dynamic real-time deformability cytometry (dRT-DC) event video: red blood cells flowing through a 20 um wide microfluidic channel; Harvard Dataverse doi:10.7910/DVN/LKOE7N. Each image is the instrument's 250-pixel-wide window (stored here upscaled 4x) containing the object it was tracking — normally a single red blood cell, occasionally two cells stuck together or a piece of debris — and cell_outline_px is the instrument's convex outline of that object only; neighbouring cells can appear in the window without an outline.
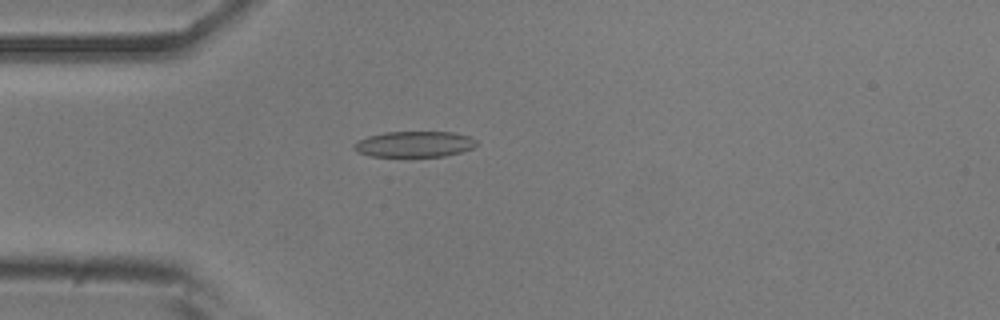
{"species": "common noctule bat (a hibernating species)", "species_latin": "Nyctalus noctula", "temperature_condition": "room temperature", "stored_images_in_passage": 50, "camera_frame_rate_fps": 3000, "um_per_image_px": 0.085, "animal": {"sex": "male", "body_mass_g": 20.5, "forearm_length_mm": 52.5}, "frame": {"image": 1, "passage_image": 11, "time_ms": 3.333, "image_size_px": [1000, 320], "cell_outline_px": [[476, 144], [472, 148], [460, 152], [444, 156], [368, 156], [356, 152], [352, 148], [352, 144], [368, 136], [384, 132], [452, 132], [468, 136], [476, 140]], "centroid_in_image_um": [35.17, 12.25], "position_along_channel_um": 49.8, "area_um2": 18.38}}
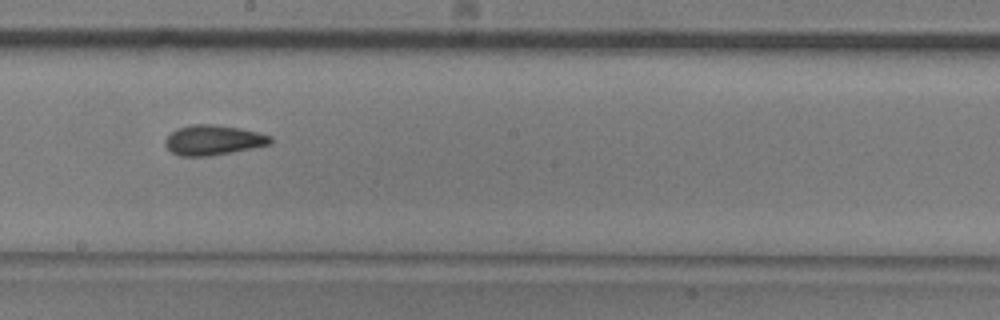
{"frame": {"image": 2, "passage_image": 26, "time_ms": 8.333, "image_size_px": [1000, 320], "cell_outline_px": [[272, 144], [212, 156], [180, 156], [172, 152], [164, 144], [164, 140], [176, 128], [192, 124], [212, 124], [240, 128], [272, 136]], "centroid_in_image_um": [18.12, 11.91], "position_along_channel_um": 230.1, "area_um2": 18.44}}
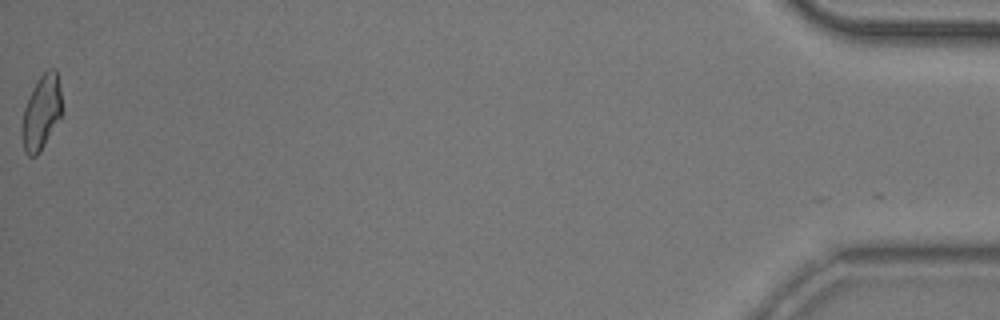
{"frame": {"image": 3, "passage_image": 50, "time_ms": 16.333, "image_size_px": [1000, 320], "cell_outline_px": [[60, 116], [40, 152], [36, 156], [28, 156], [24, 152], [20, 132], [20, 128], [24, 108], [32, 88], [40, 76], [48, 68], [56, 68], [60, 92]], "centroid_in_image_um": [3.46, 9.58], "position_along_channel_um": 431.7, "area_um2": 17.17}, "authors_computed_cell_mechanics": {"area_um2": 17.9758, "velocity_mm_per_s": 3.7877, "shape_relaxation_time_tau1_ms": null, "shape_relaxation_time_tau2_ms": 1.5304, "deformation_change_tau1": null, "deformation_change_tau2": 0.0831}}